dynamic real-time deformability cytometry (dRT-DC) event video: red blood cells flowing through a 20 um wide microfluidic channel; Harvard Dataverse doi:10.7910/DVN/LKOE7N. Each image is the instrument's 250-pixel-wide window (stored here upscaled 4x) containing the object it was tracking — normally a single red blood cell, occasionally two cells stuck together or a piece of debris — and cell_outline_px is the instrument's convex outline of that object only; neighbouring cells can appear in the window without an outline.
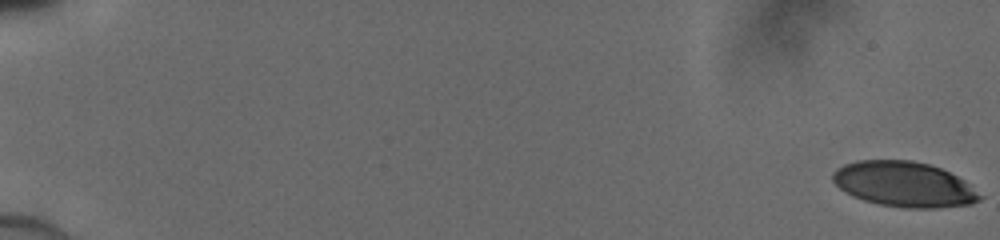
{"species": "human", "species_latin": "Homo sapiens", "temperature_condition": "cold", "stored_images_in_passage": 51, "camera_frame_rate_fps": 3000, "um_per_image_px": 0.085, "donor": {"sex": "male"}, "frame": {"image": 1, "passage_image": 1, "time_ms": 0.0, "image_size_px": [1000, 240], "cell_outline_px": [[984, 196], [980, 200], [972, 204], [936, 208], [904, 208], [880, 204], [864, 200], [852, 196], [840, 188], [832, 180], [832, 172], [836, 168], [844, 164], [856, 160], [912, 160], [928, 164], [940, 168], [964, 180]], "centroid_in_image_um": [76.85, 15.66], "position_along_channel_um": 8.2, "area_um2": 38.84}}
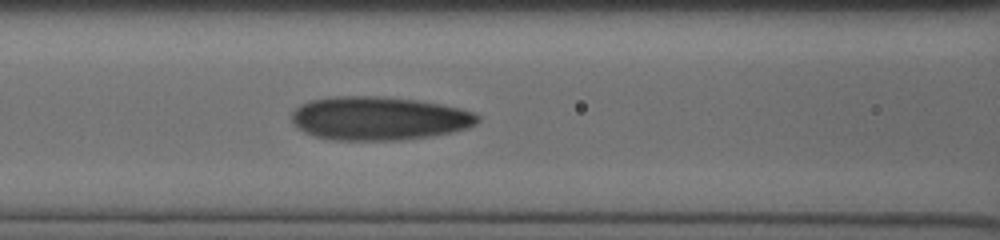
{"frame": {"image": 2, "passage_image": 25, "time_ms": 8.0, "image_size_px": [1000, 240], "cell_outline_px": [[480, 120], [476, 124], [468, 128], [452, 132], [432, 136], [400, 140], [328, 140], [304, 132], [292, 120], [292, 112], [300, 104], [312, 100], [336, 96], [376, 96], [416, 100], [440, 104], [460, 108], [472, 112], [480, 116]], "centroid_in_image_um": [32.23, 10.07], "position_along_channel_um": 134.4, "area_um2": 47.16}}
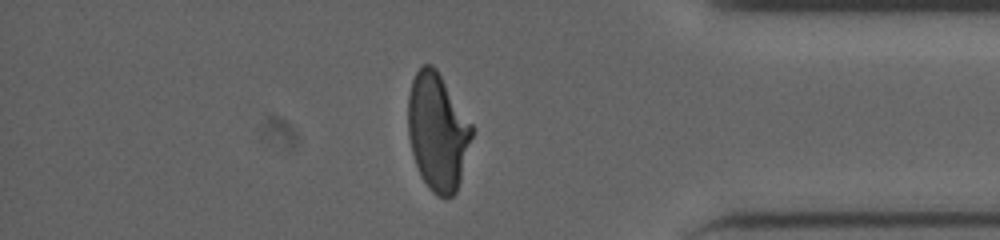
{"frame": {"image": 3, "passage_image": 45, "time_ms": 14.667, "image_size_px": [1000, 240], "cell_outline_px": [[472, 136], [460, 180], [456, 192], [452, 196], [444, 200], [436, 196], [428, 188], [420, 176], [412, 152], [408, 136], [408, 96], [412, 80], [416, 72], [424, 64], [432, 64], [436, 68], [472, 124]], "centroid_in_image_um": [37.18, 11.23], "position_along_channel_um": 398.0, "area_um2": 43.58}}